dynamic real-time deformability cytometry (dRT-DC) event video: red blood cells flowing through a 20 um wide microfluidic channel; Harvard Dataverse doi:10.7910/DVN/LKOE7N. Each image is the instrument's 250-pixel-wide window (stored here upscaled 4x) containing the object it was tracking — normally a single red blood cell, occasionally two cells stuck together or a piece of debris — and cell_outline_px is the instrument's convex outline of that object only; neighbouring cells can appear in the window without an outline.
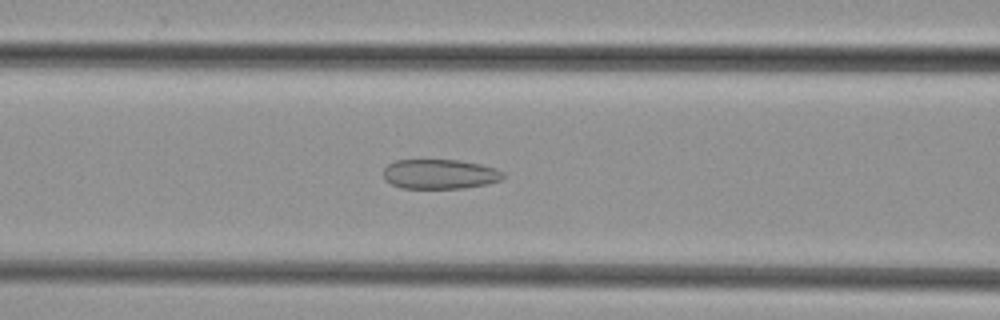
{"species": "common noctule bat (a hibernating species)", "species_latin": "Nyctalus noctula", "temperature_condition": "cold", "stored_images_in_passage": 31, "camera_frame_rate_fps": 3000, "um_per_image_px": 0.085, "animal": {"sex": "female", "body_mass_g": 29.2, "forearm_length_mm": 56.3}, "frame": {"image": 1, "passage_image": 9, "time_ms": 2.667, "image_size_px": [1000, 320], "cell_outline_px": [[504, 176], [500, 180], [484, 184], [464, 188], [400, 188], [384, 180], [384, 168], [388, 164], [396, 160], [460, 160], [480, 164], [496, 168], [504, 172]], "centroid_in_image_um": [37.37, 14.79], "position_along_channel_um": 129.2, "area_um2": 20.69}}
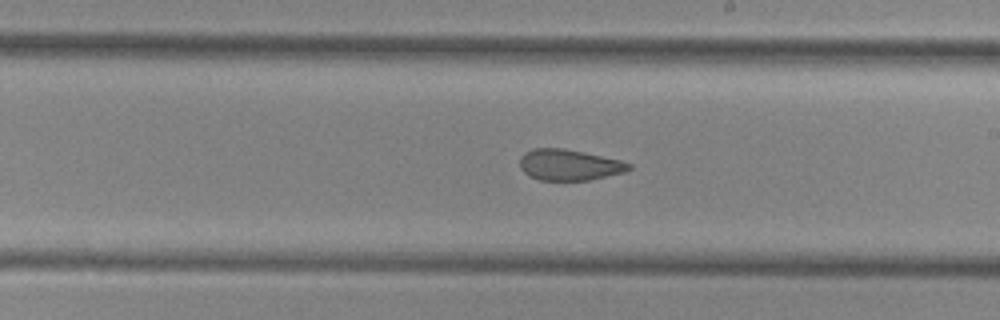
{"frame": {"image": 2, "passage_image": 17, "time_ms": 5.333, "image_size_px": [1000, 320], "cell_outline_px": [[632, 168], [624, 172], [588, 180], [540, 180], [528, 176], [520, 168], [520, 156], [524, 152], [532, 148], [564, 148], [584, 152], [620, 160], [632, 164]], "centroid_in_image_um": [48.35, 14.01], "position_along_channel_um": 240.7, "area_um2": 19.77}}
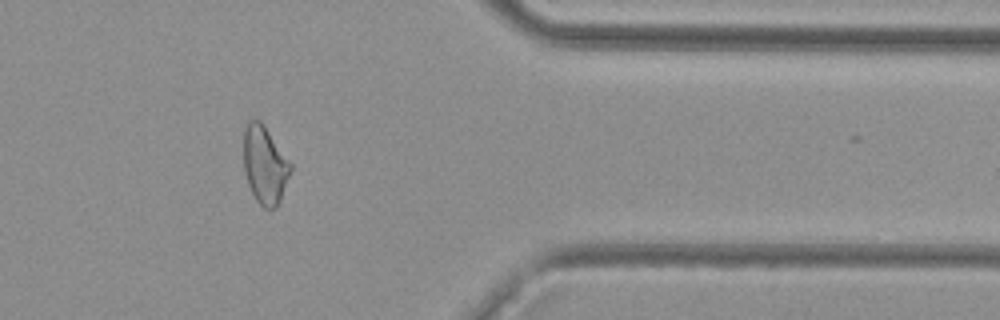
{"frame": {"image": 3, "passage_image": 29, "time_ms": 9.333, "image_size_px": [1000, 320], "cell_outline_px": [[292, 168], [280, 200], [276, 208], [264, 208], [256, 200], [248, 184], [244, 172], [244, 128], [248, 120], [260, 120], [264, 124], [292, 164]], "centroid_in_image_um": [22.5, 14.0], "position_along_channel_um": 388.9, "area_um2": 21.27}}